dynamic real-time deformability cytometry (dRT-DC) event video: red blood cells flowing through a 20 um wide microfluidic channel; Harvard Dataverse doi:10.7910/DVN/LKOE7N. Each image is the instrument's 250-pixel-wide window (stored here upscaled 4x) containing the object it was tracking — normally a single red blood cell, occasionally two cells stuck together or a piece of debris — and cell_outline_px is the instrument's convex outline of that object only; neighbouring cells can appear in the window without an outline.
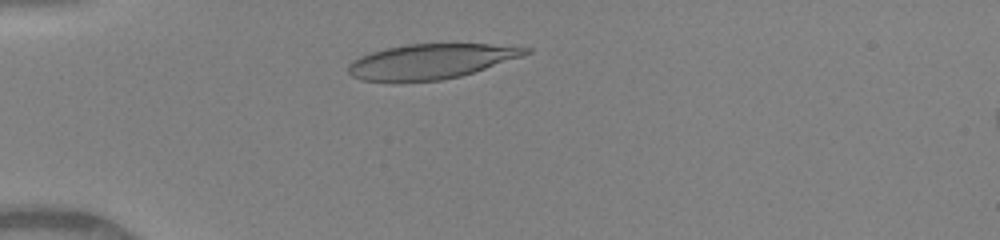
{"species": "human", "species_latin": "Homo sapiens", "temperature_condition": "warm", "stored_images_in_passage": 39, "camera_frame_rate_fps": 3000, "um_per_image_px": 0.085, "donor": {"sex": "female"}, "frame": {"image": 1, "passage_image": 4, "time_ms": 1.0, "image_size_px": [1000, 240], "cell_outline_px": [[532, 52], [460, 76], [440, 80], [360, 80], [352, 76], [348, 72], [348, 64], [352, 60], [360, 56], [372, 52], [388, 48], [408, 44], [488, 44], [532, 48]], "centroid_in_image_um": [36.59, 5.2], "position_along_channel_um": 48.4, "area_um2": 35.14}}
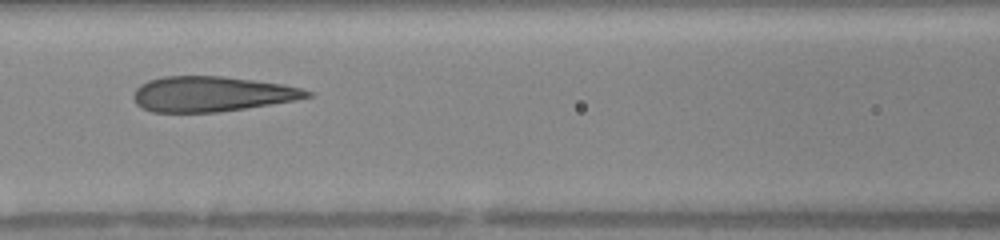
{"frame": {"image": 2, "passage_image": 13, "time_ms": 4.0, "image_size_px": [1000, 240], "cell_outline_px": [[312, 96], [296, 100], [244, 108], [216, 112], [152, 112], [136, 104], [132, 96], [136, 88], [140, 84], [148, 80], [164, 76], [224, 76], [256, 80], [284, 84], [300, 88], [312, 92]], "centroid_in_image_um": [17.98, 7.98], "position_along_channel_um": 148.6, "area_um2": 35.6}}
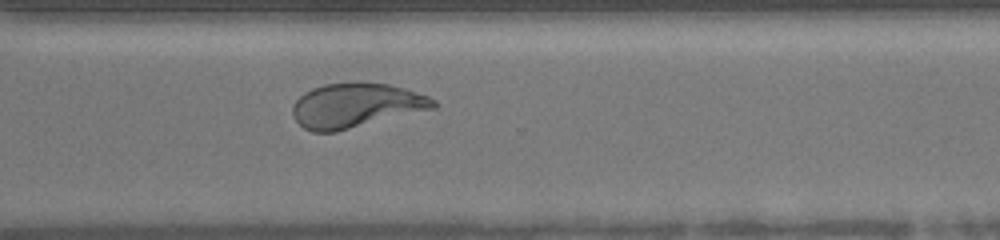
{"frame": {"image": 3, "passage_image": 27, "time_ms": 8.667, "image_size_px": [1000, 240], "cell_outline_px": [[440, 104], [436, 108], [336, 132], [312, 132], [304, 128], [292, 116], [292, 104], [304, 92], [312, 88], [324, 84], [388, 84], [404, 88], [428, 96], [436, 100]], "centroid_in_image_um": [30.26, 8.99], "position_along_channel_um": 340.3, "area_um2": 36.24}, "authors_computed_cell_mechanics": {"area_um2": 36.3562, "velocity_mm_per_s": 4.1174, "shape_relaxation_time_tau1_ms": 6.1648, "shape_relaxation_time_tau2_ms": 0.8248, "deformation_change_tau1": 0.2618, "deformation_change_tau2": 0.0858}}